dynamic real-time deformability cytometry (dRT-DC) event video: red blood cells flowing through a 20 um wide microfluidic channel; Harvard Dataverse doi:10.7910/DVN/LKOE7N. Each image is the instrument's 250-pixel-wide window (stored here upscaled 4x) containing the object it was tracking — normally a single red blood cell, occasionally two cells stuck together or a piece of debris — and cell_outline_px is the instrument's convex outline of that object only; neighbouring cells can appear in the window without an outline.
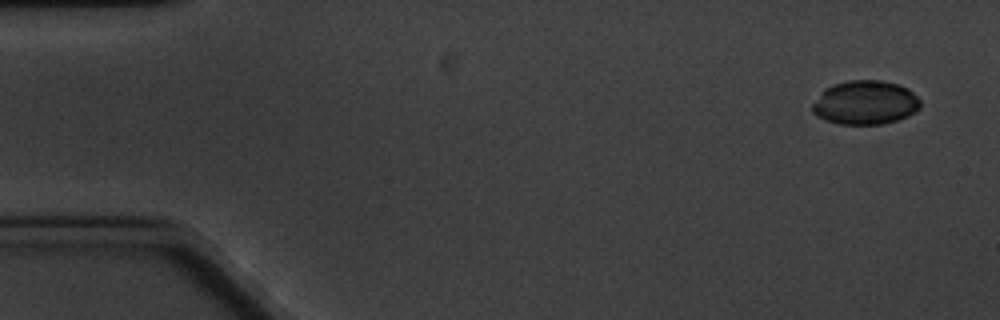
{"species": "common noctule bat (a hibernating species)", "species_latin": "Nyctalus noctula", "temperature_condition": "cold", "stored_images_in_passage": 5, "camera_frame_rate_fps": 3000, "um_per_image_px": 0.085, "animal": {"sex": "male", "body_mass_g": 20.1, "forearm_length_mm": 53.5}, "frame": {"image": 1, "passage_image": 1, "time_ms": 0.0, "image_size_px": [1000, 320], "cell_outline_px": [[920, 108], [916, 112], [908, 116], [896, 120], [880, 124], [836, 124], [824, 120], [816, 116], [812, 112], [812, 104], [824, 88], [832, 84], [848, 80], [880, 80], [900, 84], [908, 88], [920, 100]], "centroid_in_image_um": [73.53, 8.71], "position_along_channel_um": 11.5, "area_um2": 27.98}}
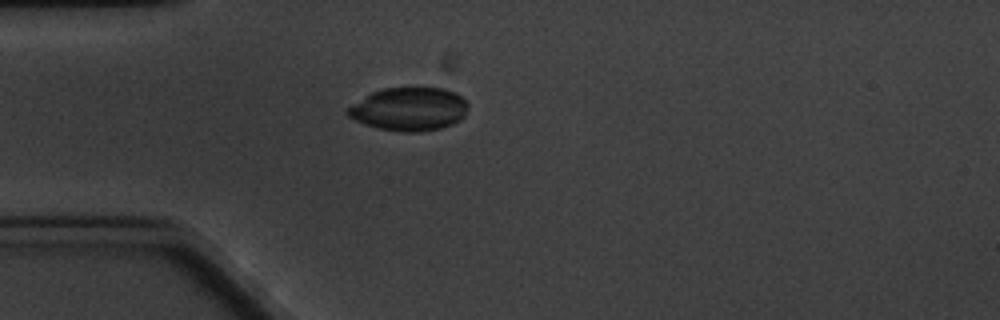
{"frame": {"image": 2, "passage_image": 5, "time_ms": 4.333, "image_size_px": [1000, 320], "cell_outline_px": [[468, 108], [464, 116], [460, 120], [452, 124], [440, 128], [420, 132], [404, 132], [380, 128], [364, 124], [348, 116], [344, 112], [348, 108], [372, 92], [384, 88], [444, 88], [456, 92], [468, 104]], "centroid_in_image_um": [34.8, 9.27], "position_along_channel_um": 50.2, "area_um2": 30.17}}